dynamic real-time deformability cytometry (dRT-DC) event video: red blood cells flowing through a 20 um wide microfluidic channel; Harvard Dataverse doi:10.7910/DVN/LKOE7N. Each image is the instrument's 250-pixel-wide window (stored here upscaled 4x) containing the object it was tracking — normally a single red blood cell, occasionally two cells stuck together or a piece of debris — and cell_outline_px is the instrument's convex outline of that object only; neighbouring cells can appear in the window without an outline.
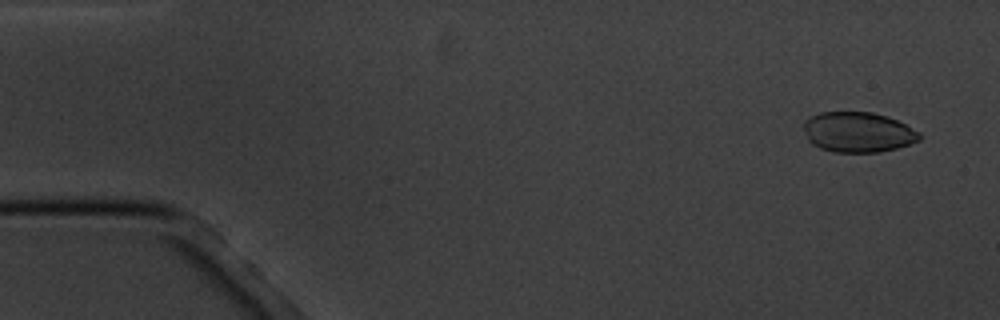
{"species": "common noctule bat (a hibernating species)", "species_latin": "Nyctalus noctula", "temperature_condition": "cold", "stored_images_in_passage": 6, "camera_frame_rate_fps": 3000, "um_per_image_px": 0.085, "animal": {"sex": "male", "body_mass_g": 20.1, "forearm_length_mm": 53.5}, "frame": {"image": 1, "passage_image": 1, "time_ms": 0.0, "image_size_px": [1000, 320], "cell_outline_px": [[920, 140], [896, 148], [880, 152], [836, 152], [820, 148], [812, 144], [808, 140], [804, 128], [804, 120], [820, 112], [872, 112], [888, 116], [920, 132]], "centroid_in_image_um": [72.92, 11.23], "position_along_channel_um": 12.1, "area_um2": 27.05}}
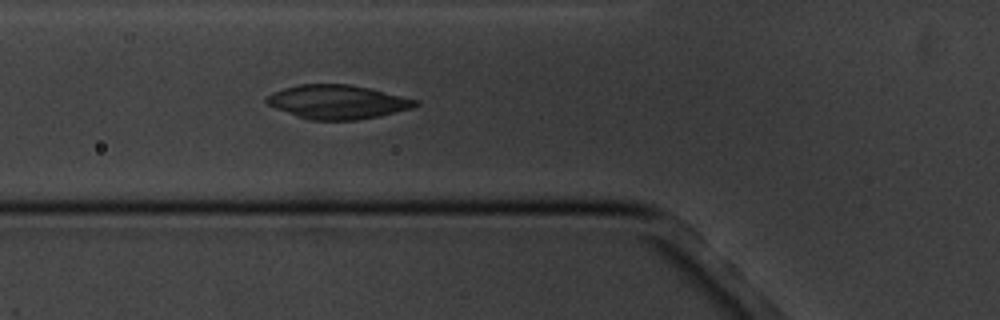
{"frame": {"image": 2, "passage_image": 6, "time_ms": 5.667, "image_size_px": [1000, 320], "cell_outline_px": [[420, 104], [412, 108], [380, 116], [360, 120], [308, 120], [296, 116], [276, 108], [268, 104], [264, 100], [272, 92], [284, 88], [300, 84], [348, 84], [368, 88], [420, 100]], "centroid_in_image_um": [28.7, 8.67], "position_along_channel_um": 97.1, "area_um2": 29.48}}